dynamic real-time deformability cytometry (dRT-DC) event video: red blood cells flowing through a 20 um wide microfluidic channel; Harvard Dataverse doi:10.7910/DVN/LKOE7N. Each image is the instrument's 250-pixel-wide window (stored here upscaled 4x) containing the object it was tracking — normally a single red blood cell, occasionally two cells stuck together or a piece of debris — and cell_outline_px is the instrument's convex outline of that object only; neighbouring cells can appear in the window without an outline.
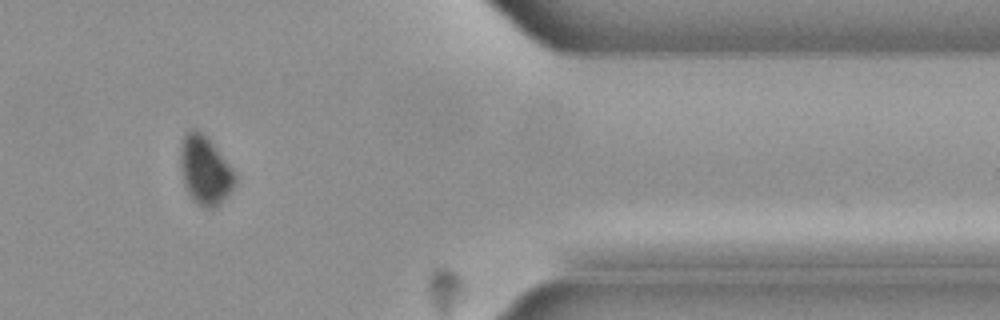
{"species": "common noctule bat (a hibernating species)", "species_latin": "Nyctalus noctula", "temperature_condition": "cold", "stored_images_in_passage": 40, "segment_of_instrument_passage": [2, 2], "camera_frame_rate_fps": 3000, "um_per_image_px": 0.085, "animal": {"sex": "male", "body_mass_g": 21.5, "forearm_length_mm": 52.0}, "frame": {"image": 1, "passage_image": 32, "time_ms": 10.333, "image_size_px": [1000, 320], "cell_outline_px": [[236, 184], [228, 196], [220, 204], [212, 208], [204, 208], [192, 200], [184, 184], [180, 164], [180, 140], [184, 132], [188, 128], [196, 128], [204, 132], [208, 136], [232, 168], [236, 176]], "centroid_in_image_um": [17.41, 14.42], "position_along_channel_um": 394.0, "area_um2": 22.48}}
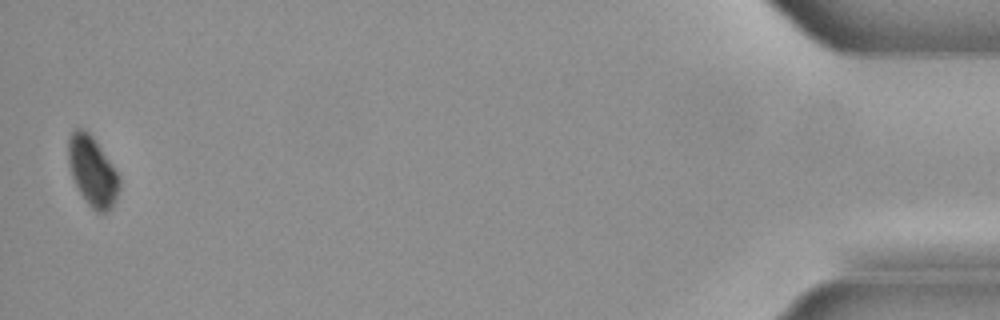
{"frame": {"image": 2, "passage_image": 39, "time_ms": 12.667, "image_size_px": [1000, 320], "cell_outline_px": [[120, 188], [112, 208], [108, 212], [96, 212], [88, 204], [80, 192], [72, 176], [68, 160], [68, 140], [72, 132], [76, 128], [84, 128], [96, 140], [120, 176]], "centroid_in_image_um": [7.88, 14.55], "position_along_channel_um": 427.3, "area_um2": 20.75}}